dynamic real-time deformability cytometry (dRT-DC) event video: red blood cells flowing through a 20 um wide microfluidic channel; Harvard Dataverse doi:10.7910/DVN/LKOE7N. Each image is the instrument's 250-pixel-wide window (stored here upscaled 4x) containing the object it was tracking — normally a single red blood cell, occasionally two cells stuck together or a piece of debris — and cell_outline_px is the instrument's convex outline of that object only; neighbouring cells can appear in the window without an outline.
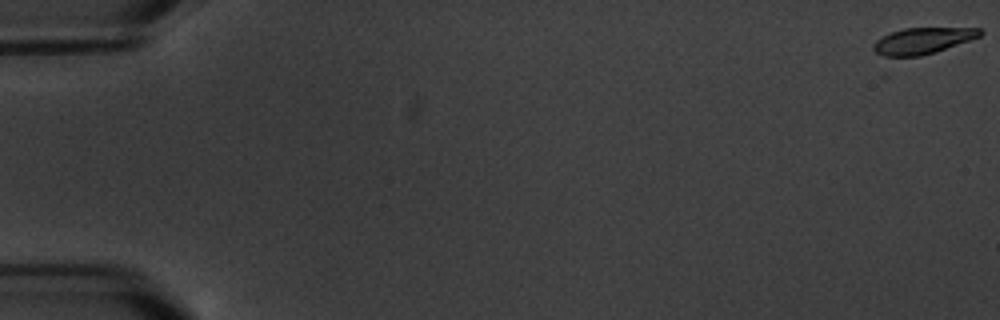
{"species": "common noctule bat (a hibernating species)", "species_latin": "Nyctalus noctula", "temperature_condition": "warm", "stored_images_in_passage": 4, "camera_frame_rate_fps": 3000, "um_per_image_px": 0.085, "animal": {"sex": "male", "body_mass_g": 20.1, "forearm_length_mm": 53.5}, "frame": {"image": 1, "passage_image": 1, "time_ms": 0.0, "image_size_px": [1000, 320], "cell_outline_px": [[984, 32], [980, 36], [936, 52], [920, 56], [892, 60], [876, 52], [872, 48], [872, 44], [876, 40], [892, 32], [904, 28], [980, 28]], "centroid_in_image_um": [78.36, 3.51], "position_along_channel_um": 6.6, "area_um2": 16.65}}